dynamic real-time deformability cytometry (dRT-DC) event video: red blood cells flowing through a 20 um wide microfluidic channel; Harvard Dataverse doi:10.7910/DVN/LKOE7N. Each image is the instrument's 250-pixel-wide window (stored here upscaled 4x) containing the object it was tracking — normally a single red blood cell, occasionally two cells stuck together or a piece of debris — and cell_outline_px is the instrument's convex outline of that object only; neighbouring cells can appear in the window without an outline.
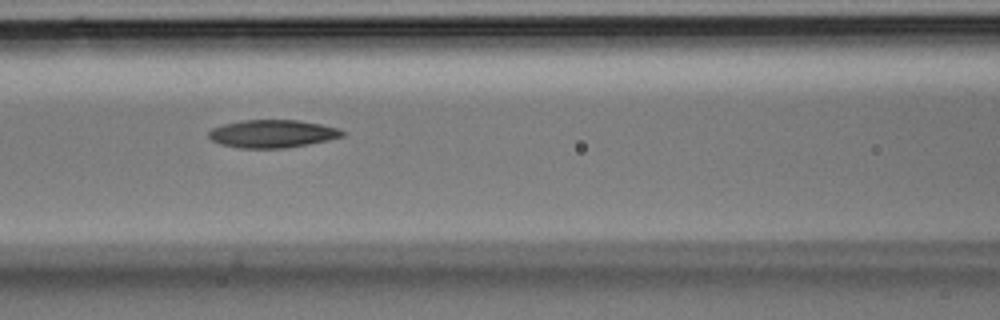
{"species": "Egyptian fruit bat (a non-hibernating species)", "species_latin": "Rousettus aegyptiacus", "temperature_condition": "room temperature", "stored_images_in_passage": 25, "camera_frame_rate_fps": 3000, "um_per_image_px": 0.085, "animal": {"sex": "male"}, "frame": {"image": 1, "passage_image": 5, "time_ms": 1.333, "image_size_px": [1000, 320], "cell_outline_px": [[344, 136], [328, 140], [308, 144], [284, 148], [236, 148], [220, 144], [212, 140], [208, 136], [208, 132], [212, 128], [224, 124], [240, 120], [300, 120], [320, 124], [336, 128], [344, 132]], "centroid_in_image_um": [23.11, 11.37], "position_along_channel_um": 143.5, "area_um2": 21.68}}
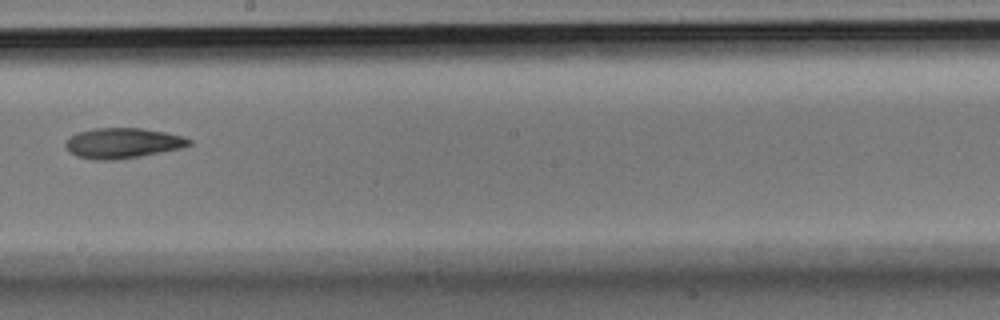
{"frame": {"image": 2, "passage_image": 10, "time_ms": 3.0, "image_size_px": [1000, 320], "cell_outline_px": [[192, 144], [180, 148], [140, 156], [116, 160], [92, 160], [76, 156], [68, 152], [64, 144], [76, 132], [96, 128], [140, 128], [164, 132], [184, 136], [192, 140]], "centroid_in_image_um": [10.4, 12.17], "position_along_channel_um": 237.8, "area_um2": 21.85}}
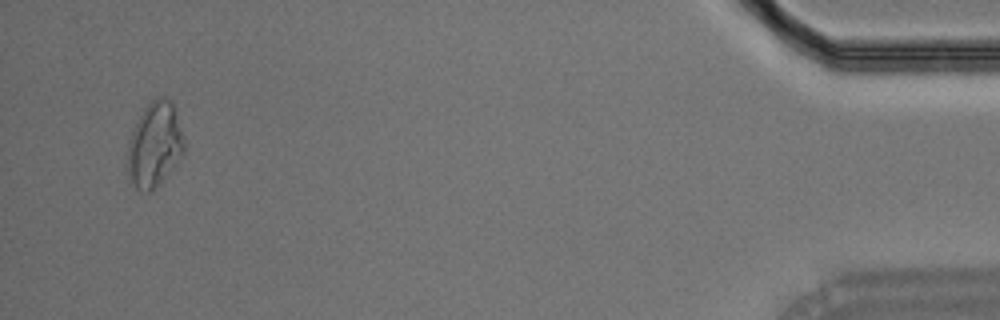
{"frame": {"image": 3, "passage_image": 24, "time_ms": 7.667, "image_size_px": [1000, 320], "cell_outline_px": [[184, 156], [160, 184], [148, 192], [140, 192], [128, 184], [124, 164], [128, 140], [132, 128], [144, 108], [156, 96], [164, 96], [172, 100], [184, 140]], "centroid_in_image_um": [13.08, 12.37], "position_along_channel_um": 422.1, "area_um2": 29.25}}